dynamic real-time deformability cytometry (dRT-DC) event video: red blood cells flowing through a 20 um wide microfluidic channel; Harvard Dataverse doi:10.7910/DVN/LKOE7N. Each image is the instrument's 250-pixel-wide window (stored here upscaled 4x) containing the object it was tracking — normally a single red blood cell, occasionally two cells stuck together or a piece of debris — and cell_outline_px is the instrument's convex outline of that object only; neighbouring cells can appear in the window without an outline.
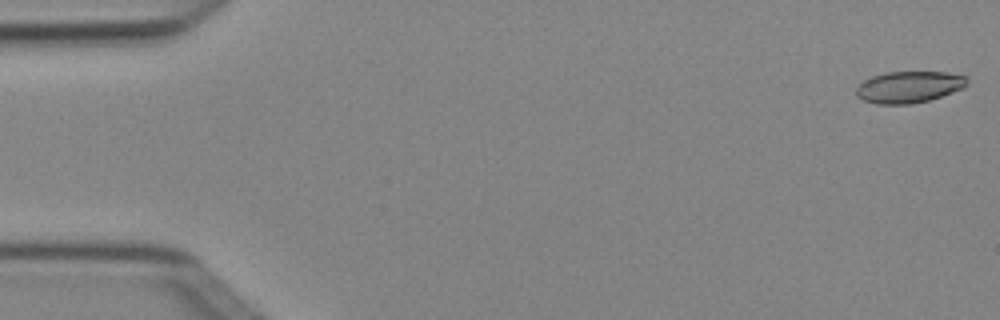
{"species": "Egyptian fruit bat (a non-hibernating species)", "species_latin": "Rousettus aegyptiacus", "temperature_condition": "cold", "stored_images_in_passage": 6, "camera_frame_rate_fps": 3000, "um_per_image_px": 0.085, "animal": {"sex": "female"}, "frame": {"image": 1, "passage_image": 1, "time_ms": 0.0, "image_size_px": [1000, 320], "cell_outline_px": [[968, 84], [964, 88], [928, 100], [912, 104], [876, 104], [864, 100], [856, 96], [856, 88], [864, 80], [872, 76], [888, 72], [944, 72], [968, 76]], "centroid_in_image_um": [77.27, 7.39], "position_along_channel_um": 7.7, "area_um2": 20.4}}
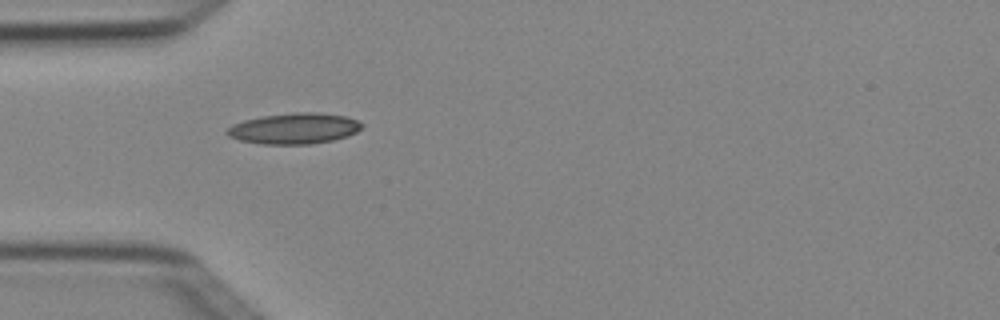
{"frame": {"image": 2, "passage_image": 5, "time_ms": 1.333, "image_size_px": [1000, 320], "cell_outline_px": [[364, 124], [356, 132], [348, 136], [332, 140], [312, 144], [260, 144], [240, 140], [228, 136], [224, 132], [232, 124], [244, 120], [260, 116], [296, 112], [316, 112], [348, 116]], "centroid_in_image_um": [24.99, 10.91], "position_along_channel_um": 60.0, "area_um2": 24.39}}
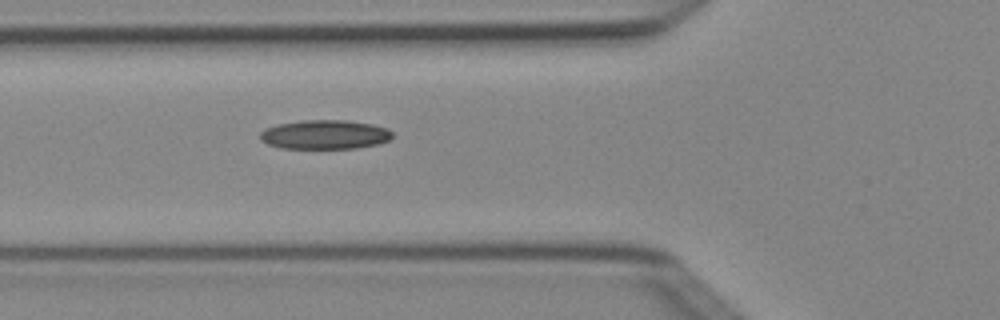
{"frame": {"image": 3, "passage_image": 6, "time_ms": 1.667, "image_size_px": [1000, 320], "cell_outline_px": [[392, 136], [388, 140], [380, 144], [356, 148], [280, 148], [268, 144], [260, 140], [260, 132], [264, 128], [276, 124], [300, 120], [344, 120], [372, 124], [388, 128], [392, 132]], "centroid_in_image_um": [27.59, 11.43], "position_along_channel_um": 98.2, "area_um2": 22.66}}